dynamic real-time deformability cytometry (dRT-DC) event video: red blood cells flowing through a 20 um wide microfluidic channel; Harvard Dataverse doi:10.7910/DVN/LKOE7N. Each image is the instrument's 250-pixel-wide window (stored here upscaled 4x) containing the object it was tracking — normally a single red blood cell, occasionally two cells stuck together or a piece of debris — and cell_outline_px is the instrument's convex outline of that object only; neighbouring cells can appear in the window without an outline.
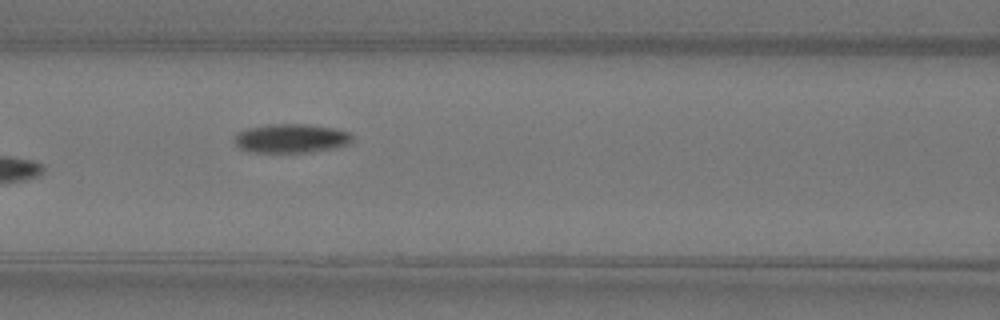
{"species": "Egyptian fruit bat (a non-hibernating species)", "species_latin": "Rousettus aegyptiacus", "temperature_condition": "warm", "stored_images_in_passage": 9, "camera_frame_rate_fps": 3000, "um_per_image_px": 0.085, "animal": {"sex": "female"}, "frame": {"image": 1, "passage_image": 7, "time_ms": 2.0, "image_size_px": [1000, 320], "cell_outline_px": [[352, 140], [348, 144], [336, 148], [308, 152], [248, 152], [240, 148], [232, 140], [236, 132], [248, 128], [268, 124], [308, 124], [336, 128], [348, 132], [352, 136]], "centroid_in_image_um": [24.71, 11.76], "position_along_channel_um": 141.9, "area_um2": 20.11}}